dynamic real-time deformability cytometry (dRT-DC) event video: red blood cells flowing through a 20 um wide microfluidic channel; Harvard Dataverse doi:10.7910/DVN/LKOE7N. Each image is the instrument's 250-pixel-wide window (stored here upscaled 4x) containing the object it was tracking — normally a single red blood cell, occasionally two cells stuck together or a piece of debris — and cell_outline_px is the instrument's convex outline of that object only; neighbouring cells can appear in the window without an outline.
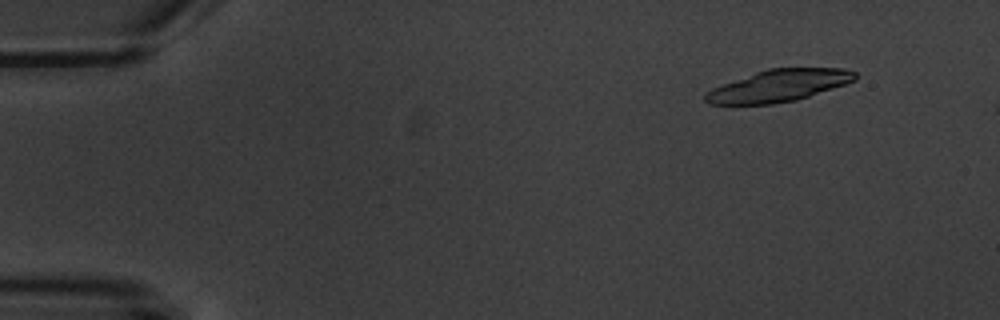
{"species": "common noctule bat (a hibernating species)", "species_latin": "Nyctalus noctula", "temperature_condition": "warm", "stored_images_in_passage": 3, "camera_frame_rate_fps": 3000, "um_per_image_px": 0.085, "animal": {"sex": "male", "body_mass_g": 20.1, "forearm_length_mm": 53.5}, "frame": {"image": 1, "passage_image": 1, "time_ms": 0.0, "image_size_px": [1000, 320], "cell_outline_px": [[856, 80], [796, 100], [772, 104], [708, 104], [704, 100], [704, 96], [712, 88], [756, 72], [768, 68], [844, 68], [856, 72]], "centroid_in_image_um": [66.19, 7.28], "position_along_channel_um": 18.8, "area_um2": 27.51}}